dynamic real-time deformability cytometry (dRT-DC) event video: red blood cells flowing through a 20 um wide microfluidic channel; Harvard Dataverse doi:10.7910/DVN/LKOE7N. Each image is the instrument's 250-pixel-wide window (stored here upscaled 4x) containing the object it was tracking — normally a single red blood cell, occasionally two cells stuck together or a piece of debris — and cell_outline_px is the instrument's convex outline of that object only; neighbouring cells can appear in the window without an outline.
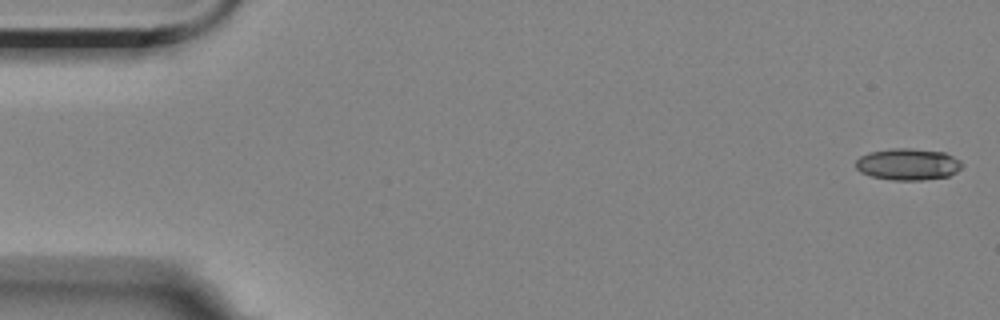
{"species": "Egyptian fruit bat (a non-hibernating species)", "species_latin": "Rousettus aegyptiacus", "temperature_condition": "room temperature", "stored_images_in_passage": 3, "segment_of_instrument_passage": [2, 2], "camera_frame_rate_fps": 3000, "um_per_image_px": 0.085, "animal": {"sex": "female"}, "frame": {"image": 1, "passage_image": 3, "time_ms": 2.333, "image_size_px": [1000, 320], "cell_outline_px": [[964, 164], [956, 172], [948, 176], [924, 180], [892, 180], [872, 176], [860, 172], [856, 168], [856, 160], [860, 156], [868, 152], [888, 148], [912, 148], [944, 152], [960, 160]], "centroid_in_image_um": [77.16, 13.95], "position_along_channel_um": 7.8, "area_um2": 19.77}}